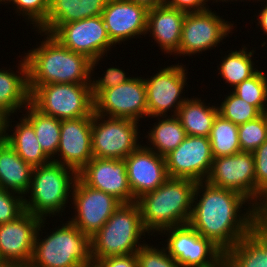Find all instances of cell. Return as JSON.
<instances>
[{
	"label": "cell",
	"mask_w": 267,
	"mask_h": 267,
	"mask_svg": "<svg viewBox=\"0 0 267 267\" xmlns=\"http://www.w3.org/2000/svg\"><path fill=\"white\" fill-rule=\"evenodd\" d=\"M258 223L259 210L242 194L197 182L189 224L224 253Z\"/></svg>",
	"instance_id": "obj_1"
},
{
	"label": "cell",
	"mask_w": 267,
	"mask_h": 267,
	"mask_svg": "<svg viewBox=\"0 0 267 267\" xmlns=\"http://www.w3.org/2000/svg\"><path fill=\"white\" fill-rule=\"evenodd\" d=\"M42 41L23 53L27 62L28 85L54 83L91 84V60L84 54L69 50L51 34L33 30Z\"/></svg>",
	"instance_id": "obj_2"
},
{
	"label": "cell",
	"mask_w": 267,
	"mask_h": 267,
	"mask_svg": "<svg viewBox=\"0 0 267 267\" xmlns=\"http://www.w3.org/2000/svg\"><path fill=\"white\" fill-rule=\"evenodd\" d=\"M196 185L191 179L169 177L160 187L137 199L143 226L150 236L157 237L167 228L189 223Z\"/></svg>",
	"instance_id": "obj_3"
},
{
	"label": "cell",
	"mask_w": 267,
	"mask_h": 267,
	"mask_svg": "<svg viewBox=\"0 0 267 267\" xmlns=\"http://www.w3.org/2000/svg\"><path fill=\"white\" fill-rule=\"evenodd\" d=\"M59 221L61 224L50 228V233H47L44 228L48 223L46 219H42L36 233L32 258L27 267H83L94 263L91 237L69 220ZM43 233L47 234L42 236Z\"/></svg>",
	"instance_id": "obj_4"
},
{
	"label": "cell",
	"mask_w": 267,
	"mask_h": 267,
	"mask_svg": "<svg viewBox=\"0 0 267 267\" xmlns=\"http://www.w3.org/2000/svg\"><path fill=\"white\" fill-rule=\"evenodd\" d=\"M77 177L75 170L53 161L34 167L29 190L23 198L25 211L41 219L56 215L65 217L64 211L71 205L69 203Z\"/></svg>",
	"instance_id": "obj_5"
},
{
	"label": "cell",
	"mask_w": 267,
	"mask_h": 267,
	"mask_svg": "<svg viewBox=\"0 0 267 267\" xmlns=\"http://www.w3.org/2000/svg\"><path fill=\"white\" fill-rule=\"evenodd\" d=\"M146 234L149 236L147 239L152 240L153 237L150 238L143 226L138 203H121L102 228L91 237L93 262L105 257L135 254L147 243Z\"/></svg>",
	"instance_id": "obj_6"
},
{
	"label": "cell",
	"mask_w": 267,
	"mask_h": 267,
	"mask_svg": "<svg viewBox=\"0 0 267 267\" xmlns=\"http://www.w3.org/2000/svg\"><path fill=\"white\" fill-rule=\"evenodd\" d=\"M29 90L30 103L43 114L59 120L93 117L91 84L54 83Z\"/></svg>",
	"instance_id": "obj_7"
},
{
	"label": "cell",
	"mask_w": 267,
	"mask_h": 267,
	"mask_svg": "<svg viewBox=\"0 0 267 267\" xmlns=\"http://www.w3.org/2000/svg\"><path fill=\"white\" fill-rule=\"evenodd\" d=\"M47 33L69 50L86 55L91 60V72L117 47L108 37L102 15L53 25Z\"/></svg>",
	"instance_id": "obj_8"
},
{
	"label": "cell",
	"mask_w": 267,
	"mask_h": 267,
	"mask_svg": "<svg viewBox=\"0 0 267 267\" xmlns=\"http://www.w3.org/2000/svg\"><path fill=\"white\" fill-rule=\"evenodd\" d=\"M162 67L157 68L158 71L153 70L157 72L156 74L144 77L149 119L176 116L178 109L189 98L188 94L187 97L184 94L187 93L184 91H188L185 88L189 87L186 64L178 61V64L176 62Z\"/></svg>",
	"instance_id": "obj_9"
},
{
	"label": "cell",
	"mask_w": 267,
	"mask_h": 267,
	"mask_svg": "<svg viewBox=\"0 0 267 267\" xmlns=\"http://www.w3.org/2000/svg\"><path fill=\"white\" fill-rule=\"evenodd\" d=\"M157 236L167 237L159 243H164L161 245L181 267H222L225 253L189 223L167 228Z\"/></svg>",
	"instance_id": "obj_10"
},
{
	"label": "cell",
	"mask_w": 267,
	"mask_h": 267,
	"mask_svg": "<svg viewBox=\"0 0 267 267\" xmlns=\"http://www.w3.org/2000/svg\"><path fill=\"white\" fill-rule=\"evenodd\" d=\"M137 121L106 117L93 112L92 154L96 158L125 159L143 142ZM140 141V142H139Z\"/></svg>",
	"instance_id": "obj_11"
},
{
	"label": "cell",
	"mask_w": 267,
	"mask_h": 267,
	"mask_svg": "<svg viewBox=\"0 0 267 267\" xmlns=\"http://www.w3.org/2000/svg\"><path fill=\"white\" fill-rule=\"evenodd\" d=\"M213 9L186 13L184 17L181 41L179 45V58L199 56L207 50L218 48L226 37L232 36L236 30V22L228 21ZM232 22V23H231ZM236 27V28H235ZM235 28V29H234ZM219 43V44H218ZM218 45V46H217Z\"/></svg>",
	"instance_id": "obj_12"
},
{
	"label": "cell",
	"mask_w": 267,
	"mask_h": 267,
	"mask_svg": "<svg viewBox=\"0 0 267 267\" xmlns=\"http://www.w3.org/2000/svg\"><path fill=\"white\" fill-rule=\"evenodd\" d=\"M70 204L74 213L72 218L68 216L67 220L92 237L112 216L121 202L110 194L86 185L77 177Z\"/></svg>",
	"instance_id": "obj_13"
},
{
	"label": "cell",
	"mask_w": 267,
	"mask_h": 267,
	"mask_svg": "<svg viewBox=\"0 0 267 267\" xmlns=\"http://www.w3.org/2000/svg\"><path fill=\"white\" fill-rule=\"evenodd\" d=\"M135 76L116 87L101 91L94 100V113L140 122L148 118L144 77Z\"/></svg>",
	"instance_id": "obj_14"
},
{
	"label": "cell",
	"mask_w": 267,
	"mask_h": 267,
	"mask_svg": "<svg viewBox=\"0 0 267 267\" xmlns=\"http://www.w3.org/2000/svg\"><path fill=\"white\" fill-rule=\"evenodd\" d=\"M213 159L209 137L187 135L165 156L168 176L196 182L206 181Z\"/></svg>",
	"instance_id": "obj_15"
},
{
	"label": "cell",
	"mask_w": 267,
	"mask_h": 267,
	"mask_svg": "<svg viewBox=\"0 0 267 267\" xmlns=\"http://www.w3.org/2000/svg\"><path fill=\"white\" fill-rule=\"evenodd\" d=\"M42 219L24 211L15 220L0 224V266H28Z\"/></svg>",
	"instance_id": "obj_16"
},
{
	"label": "cell",
	"mask_w": 267,
	"mask_h": 267,
	"mask_svg": "<svg viewBox=\"0 0 267 267\" xmlns=\"http://www.w3.org/2000/svg\"><path fill=\"white\" fill-rule=\"evenodd\" d=\"M206 181L215 187L236 191L255 206V168L252 152L214 158Z\"/></svg>",
	"instance_id": "obj_17"
},
{
	"label": "cell",
	"mask_w": 267,
	"mask_h": 267,
	"mask_svg": "<svg viewBox=\"0 0 267 267\" xmlns=\"http://www.w3.org/2000/svg\"><path fill=\"white\" fill-rule=\"evenodd\" d=\"M147 13L148 9L143 5L128 0H108L102 17L111 42L116 46L145 37Z\"/></svg>",
	"instance_id": "obj_18"
},
{
	"label": "cell",
	"mask_w": 267,
	"mask_h": 267,
	"mask_svg": "<svg viewBox=\"0 0 267 267\" xmlns=\"http://www.w3.org/2000/svg\"><path fill=\"white\" fill-rule=\"evenodd\" d=\"M92 118L61 120L60 143L53 162L70 167L78 173L93 158Z\"/></svg>",
	"instance_id": "obj_19"
},
{
	"label": "cell",
	"mask_w": 267,
	"mask_h": 267,
	"mask_svg": "<svg viewBox=\"0 0 267 267\" xmlns=\"http://www.w3.org/2000/svg\"><path fill=\"white\" fill-rule=\"evenodd\" d=\"M78 177L88 186L114 196L121 203H132L125 159L93 157L79 172Z\"/></svg>",
	"instance_id": "obj_20"
},
{
	"label": "cell",
	"mask_w": 267,
	"mask_h": 267,
	"mask_svg": "<svg viewBox=\"0 0 267 267\" xmlns=\"http://www.w3.org/2000/svg\"><path fill=\"white\" fill-rule=\"evenodd\" d=\"M125 161L128 184L136 200L154 191L169 178L165 157L148 149L143 143Z\"/></svg>",
	"instance_id": "obj_21"
},
{
	"label": "cell",
	"mask_w": 267,
	"mask_h": 267,
	"mask_svg": "<svg viewBox=\"0 0 267 267\" xmlns=\"http://www.w3.org/2000/svg\"><path fill=\"white\" fill-rule=\"evenodd\" d=\"M186 12L167 5L148 9L146 35L158 44L159 50L168 57L179 58V45Z\"/></svg>",
	"instance_id": "obj_22"
},
{
	"label": "cell",
	"mask_w": 267,
	"mask_h": 267,
	"mask_svg": "<svg viewBox=\"0 0 267 267\" xmlns=\"http://www.w3.org/2000/svg\"><path fill=\"white\" fill-rule=\"evenodd\" d=\"M20 59L18 66L14 65L16 71L11 70L14 67L0 68V113L5 118L23 113L30 103L27 62L23 55Z\"/></svg>",
	"instance_id": "obj_23"
},
{
	"label": "cell",
	"mask_w": 267,
	"mask_h": 267,
	"mask_svg": "<svg viewBox=\"0 0 267 267\" xmlns=\"http://www.w3.org/2000/svg\"><path fill=\"white\" fill-rule=\"evenodd\" d=\"M21 116L19 122L16 121L14 125L12 122L15 121H12L11 116L5 118L4 139L33 168L48 164L52 160L42 150L32 124L23 115Z\"/></svg>",
	"instance_id": "obj_24"
},
{
	"label": "cell",
	"mask_w": 267,
	"mask_h": 267,
	"mask_svg": "<svg viewBox=\"0 0 267 267\" xmlns=\"http://www.w3.org/2000/svg\"><path fill=\"white\" fill-rule=\"evenodd\" d=\"M108 0H49L46 22L38 29L47 32L53 25H63L102 15Z\"/></svg>",
	"instance_id": "obj_25"
},
{
	"label": "cell",
	"mask_w": 267,
	"mask_h": 267,
	"mask_svg": "<svg viewBox=\"0 0 267 267\" xmlns=\"http://www.w3.org/2000/svg\"><path fill=\"white\" fill-rule=\"evenodd\" d=\"M32 172L33 167L5 139L0 142V188L24 197L30 187Z\"/></svg>",
	"instance_id": "obj_26"
},
{
	"label": "cell",
	"mask_w": 267,
	"mask_h": 267,
	"mask_svg": "<svg viewBox=\"0 0 267 267\" xmlns=\"http://www.w3.org/2000/svg\"><path fill=\"white\" fill-rule=\"evenodd\" d=\"M233 267H266V225L259 222L225 253Z\"/></svg>",
	"instance_id": "obj_27"
},
{
	"label": "cell",
	"mask_w": 267,
	"mask_h": 267,
	"mask_svg": "<svg viewBox=\"0 0 267 267\" xmlns=\"http://www.w3.org/2000/svg\"><path fill=\"white\" fill-rule=\"evenodd\" d=\"M241 47L239 50L231 48L232 50L225 51L228 54L220 51L222 53L221 56H223L220 57L221 61L217 65L219 71L216 76H221L223 82H225L224 84L228 85L227 87H230L229 89L231 90L261 69L260 67L258 68V65H255L254 54L256 53V47H252V50H248L247 44Z\"/></svg>",
	"instance_id": "obj_28"
},
{
	"label": "cell",
	"mask_w": 267,
	"mask_h": 267,
	"mask_svg": "<svg viewBox=\"0 0 267 267\" xmlns=\"http://www.w3.org/2000/svg\"><path fill=\"white\" fill-rule=\"evenodd\" d=\"M202 97L191 96L178 109L176 117L186 135L209 137L214 119L218 115L217 104L206 103ZM207 104V105H206ZM211 104V105H210Z\"/></svg>",
	"instance_id": "obj_29"
},
{
	"label": "cell",
	"mask_w": 267,
	"mask_h": 267,
	"mask_svg": "<svg viewBox=\"0 0 267 267\" xmlns=\"http://www.w3.org/2000/svg\"><path fill=\"white\" fill-rule=\"evenodd\" d=\"M156 122L149 126L144 145L158 155L165 157L172 152L187 136L185 129L176 116L154 117Z\"/></svg>",
	"instance_id": "obj_30"
},
{
	"label": "cell",
	"mask_w": 267,
	"mask_h": 267,
	"mask_svg": "<svg viewBox=\"0 0 267 267\" xmlns=\"http://www.w3.org/2000/svg\"><path fill=\"white\" fill-rule=\"evenodd\" d=\"M23 112L21 115L32 124L42 150L52 160L60 143L61 120L41 113L31 103Z\"/></svg>",
	"instance_id": "obj_31"
},
{
	"label": "cell",
	"mask_w": 267,
	"mask_h": 267,
	"mask_svg": "<svg viewBox=\"0 0 267 267\" xmlns=\"http://www.w3.org/2000/svg\"><path fill=\"white\" fill-rule=\"evenodd\" d=\"M209 140L214 158L241 152L238 139V125L220 114L214 119Z\"/></svg>",
	"instance_id": "obj_32"
},
{
	"label": "cell",
	"mask_w": 267,
	"mask_h": 267,
	"mask_svg": "<svg viewBox=\"0 0 267 267\" xmlns=\"http://www.w3.org/2000/svg\"><path fill=\"white\" fill-rule=\"evenodd\" d=\"M232 92L255 106L262 114L267 113V71L259 70L255 75L232 89Z\"/></svg>",
	"instance_id": "obj_33"
},
{
	"label": "cell",
	"mask_w": 267,
	"mask_h": 267,
	"mask_svg": "<svg viewBox=\"0 0 267 267\" xmlns=\"http://www.w3.org/2000/svg\"><path fill=\"white\" fill-rule=\"evenodd\" d=\"M228 94H224V100L222 97V102L217 103L218 114H220L225 119L233 122L236 125H241L248 121L255 120L262 113L253 105L247 103L243 99L235 95L231 90ZM219 104V105H218Z\"/></svg>",
	"instance_id": "obj_34"
},
{
	"label": "cell",
	"mask_w": 267,
	"mask_h": 267,
	"mask_svg": "<svg viewBox=\"0 0 267 267\" xmlns=\"http://www.w3.org/2000/svg\"><path fill=\"white\" fill-rule=\"evenodd\" d=\"M241 151L253 152L267 140V113L238 125Z\"/></svg>",
	"instance_id": "obj_35"
},
{
	"label": "cell",
	"mask_w": 267,
	"mask_h": 267,
	"mask_svg": "<svg viewBox=\"0 0 267 267\" xmlns=\"http://www.w3.org/2000/svg\"><path fill=\"white\" fill-rule=\"evenodd\" d=\"M9 5H12L18 16L24 18L22 21L26 20L27 26L29 23L33 26V30H38L46 22L49 0H12Z\"/></svg>",
	"instance_id": "obj_36"
},
{
	"label": "cell",
	"mask_w": 267,
	"mask_h": 267,
	"mask_svg": "<svg viewBox=\"0 0 267 267\" xmlns=\"http://www.w3.org/2000/svg\"><path fill=\"white\" fill-rule=\"evenodd\" d=\"M252 153L255 168V207L260 210L267 199V140Z\"/></svg>",
	"instance_id": "obj_37"
},
{
	"label": "cell",
	"mask_w": 267,
	"mask_h": 267,
	"mask_svg": "<svg viewBox=\"0 0 267 267\" xmlns=\"http://www.w3.org/2000/svg\"><path fill=\"white\" fill-rule=\"evenodd\" d=\"M145 243L137 252L138 267H181L158 242Z\"/></svg>",
	"instance_id": "obj_38"
},
{
	"label": "cell",
	"mask_w": 267,
	"mask_h": 267,
	"mask_svg": "<svg viewBox=\"0 0 267 267\" xmlns=\"http://www.w3.org/2000/svg\"><path fill=\"white\" fill-rule=\"evenodd\" d=\"M119 66L112 65L109 68L106 67L104 74L101 77H95L94 72H91V96L94 99L101 91L116 87L122 83L129 81L133 76L127 75L124 69ZM94 76V77H92ZM131 76V77H130ZM98 78V79H96Z\"/></svg>",
	"instance_id": "obj_39"
},
{
	"label": "cell",
	"mask_w": 267,
	"mask_h": 267,
	"mask_svg": "<svg viewBox=\"0 0 267 267\" xmlns=\"http://www.w3.org/2000/svg\"><path fill=\"white\" fill-rule=\"evenodd\" d=\"M24 197L0 188V224L15 220L24 211Z\"/></svg>",
	"instance_id": "obj_40"
},
{
	"label": "cell",
	"mask_w": 267,
	"mask_h": 267,
	"mask_svg": "<svg viewBox=\"0 0 267 267\" xmlns=\"http://www.w3.org/2000/svg\"><path fill=\"white\" fill-rule=\"evenodd\" d=\"M210 3L209 0H165L164 4L186 13H192L209 9Z\"/></svg>",
	"instance_id": "obj_41"
},
{
	"label": "cell",
	"mask_w": 267,
	"mask_h": 267,
	"mask_svg": "<svg viewBox=\"0 0 267 267\" xmlns=\"http://www.w3.org/2000/svg\"><path fill=\"white\" fill-rule=\"evenodd\" d=\"M99 267H138L135 254L105 257L96 262Z\"/></svg>",
	"instance_id": "obj_42"
},
{
	"label": "cell",
	"mask_w": 267,
	"mask_h": 267,
	"mask_svg": "<svg viewBox=\"0 0 267 267\" xmlns=\"http://www.w3.org/2000/svg\"><path fill=\"white\" fill-rule=\"evenodd\" d=\"M261 2V6L263 7H260L258 13L256 15H254V18L255 19V16H256V28H259L260 26V30H262L261 32H263L262 34H264V36L266 35L267 37V0H259L257 3ZM263 2V3H262ZM263 4V5H262ZM266 42H267V39H266ZM267 45V44H266Z\"/></svg>",
	"instance_id": "obj_43"
},
{
	"label": "cell",
	"mask_w": 267,
	"mask_h": 267,
	"mask_svg": "<svg viewBox=\"0 0 267 267\" xmlns=\"http://www.w3.org/2000/svg\"><path fill=\"white\" fill-rule=\"evenodd\" d=\"M136 4L145 6L147 9L155 8L164 5L165 0H128Z\"/></svg>",
	"instance_id": "obj_44"
},
{
	"label": "cell",
	"mask_w": 267,
	"mask_h": 267,
	"mask_svg": "<svg viewBox=\"0 0 267 267\" xmlns=\"http://www.w3.org/2000/svg\"><path fill=\"white\" fill-rule=\"evenodd\" d=\"M259 222L267 225V199L263 204L262 208L259 210Z\"/></svg>",
	"instance_id": "obj_45"
},
{
	"label": "cell",
	"mask_w": 267,
	"mask_h": 267,
	"mask_svg": "<svg viewBox=\"0 0 267 267\" xmlns=\"http://www.w3.org/2000/svg\"><path fill=\"white\" fill-rule=\"evenodd\" d=\"M5 117L0 113V142L4 140Z\"/></svg>",
	"instance_id": "obj_46"
},
{
	"label": "cell",
	"mask_w": 267,
	"mask_h": 267,
	"mask_svg": "<svg viewBox=\"0 0 267 267\" xmlns=\"http://www.w3.org/2000/svg\"><path fill=\"white\" fill-rule=\"evenodd\" d=\"M238 1H239V2H240V1H241V2H242V1H243V2H244V1H246V2H247V1L250 2L251 0H214V3H215V4L217 3V4L219 5V3H221V2H222V3H223V2H224V3H225V2H226V3H227V2H230V3H231V2H235V3H236V2H238ZM258 1H259V0H252L251 2H253V3L255 2V3H256V2H258Z\"/></svg>",
	"instance_id": "obj_47"
},
{
	"label": "cell",
	"mask_w": 267,
	"mask_h": 267,
	"mask_svg": "<svg viewBox=\"0 0 267 267\" xmlns=\"http://www.w3.org/2000/svg\"><path fill=\"white\" fill-rule=\"evenodd\" d=\"M222 267H233V266L224 258Z\"/></svg>",
	"instance_id": "obj_48"
},
{
	"label": "cell",
	"mask_w": 267,
	"mask_h": 267,
	"mask_svg": "<svg viewBox=\"0 0 267 267\" xmlns=\"http://www.w3.org/2000/svg\"><path fill=\"white\" fill-rule=\"evenodd\" d=\"M11 2H12V0H0V6H1V4H3V5L5 4V6L7 5L9 7L8 4H10Z\"/></svg>",
	"instance_id": "obj_49"
},
{
	"label": "cell",
	"mask_w": 267,
	"mask_h": 267,
	"mask_svg": "<svg viewBox=\"0 0 267 267\" xmlns=\"http://www.w3.org/2000/svg\"><path fill=\"white\" fill-rule=\"evenodd\" d=\"M266 267H267V225H266Z\"/></svg>",
	"instance_id": "obj_50"
},
{
	"label": "cell",
	"mask_w": 267,
	"mask_h": 267,
	"mask_svg": "<svg viewBox=\"0 0 267 267\" xmlns=\"http://www.w3.org/2000/svg\"><path fill=\"white\" fill-rule=\"evenodd\" d=\"M83 267H99L96 263H93L92 265H87V266H83Z\"/></svg>",
	"instance_id": "obj_51"
},
{
	"label": "cell",
	"mask_w": 267,
	"mask_h": 267,
	"mask_svg": "<svg viewBox=\"0 0 267 267\" xmlns=\"http://www.w3.org/2000/svg\"><path fill=\"white\" fill-rule=\"evenodd\" d=\"M0 267H27V266H0Z\"/></svg>",
	"instance_id": "obj_52"
}]
</instances>
